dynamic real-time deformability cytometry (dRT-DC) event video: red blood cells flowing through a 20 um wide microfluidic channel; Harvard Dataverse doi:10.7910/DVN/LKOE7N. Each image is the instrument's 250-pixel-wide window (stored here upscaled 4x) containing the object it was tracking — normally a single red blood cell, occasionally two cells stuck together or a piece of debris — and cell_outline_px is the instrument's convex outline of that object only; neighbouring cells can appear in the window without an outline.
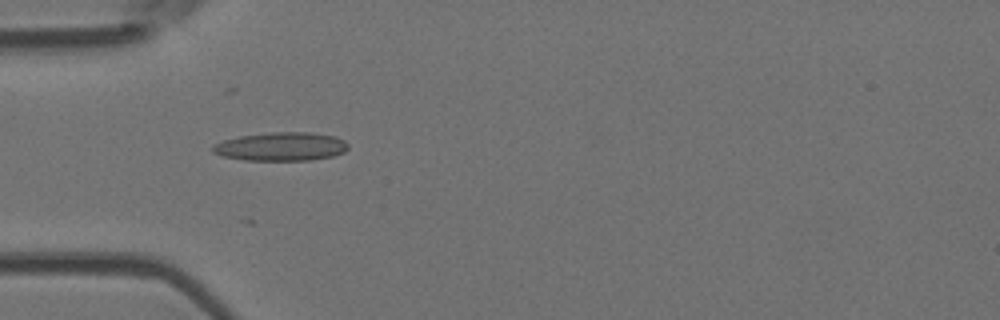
{"species": "Egyptian fruit bat (a non-hibernating species)", "species_latin": "Rousettus aegyptiacus", "temperature_condition": "room temperature", "stored_images_in_passage": 3, "camera_frame_rate_fps": 3000, "um_per_image_px": 0.085, "animal": {"sex": "female"}, "frame": {"image": 1, "passage_image": 2, "time_ms": 1.333, "image_size_px": [1000, 320], "cell_outline_px": [[348, 148], [344, 152], [332, 156], [312, 160], [244, 160], [220, 156], [212, 152], [212, 144], [224, 140], [240, 136], [272, 132], [308, 132], [336, 136], [344, 140], [348, 144]], "centroid_in_image_um": [23.88, 12.46], "position_along_channel_um": 61.1, "area_um2": 22.66}}
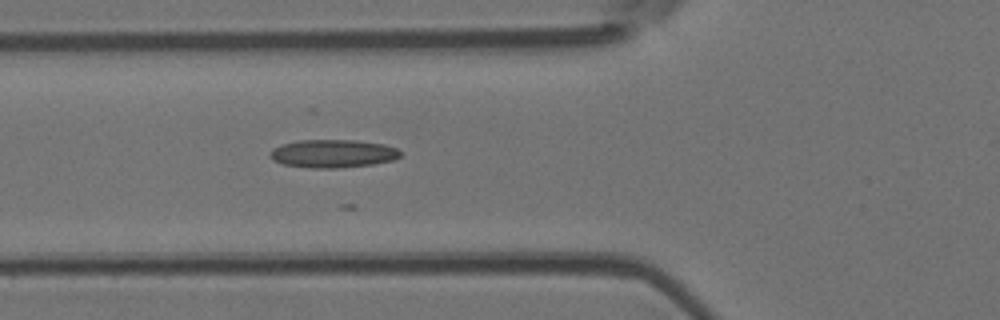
{"frame": {"image": 2, "passage_image": 3, "time_ms": 2.333, "image_size_px": [1000, 320], "cell_outline_px": [[400, 156], [392, 160], [372, 164], [336, 168], [312, 168], [284, 164], [272, 160], [268, 156], [268, 152], [272, 148], [280, 144], [300, 140], [356, 140], [384, 144], [396, 148], [400, 152]], "centroid_in_image_um": [28.23, 13.05], "position_along_channel_um": 97.6, "area_um2": 21.39}}